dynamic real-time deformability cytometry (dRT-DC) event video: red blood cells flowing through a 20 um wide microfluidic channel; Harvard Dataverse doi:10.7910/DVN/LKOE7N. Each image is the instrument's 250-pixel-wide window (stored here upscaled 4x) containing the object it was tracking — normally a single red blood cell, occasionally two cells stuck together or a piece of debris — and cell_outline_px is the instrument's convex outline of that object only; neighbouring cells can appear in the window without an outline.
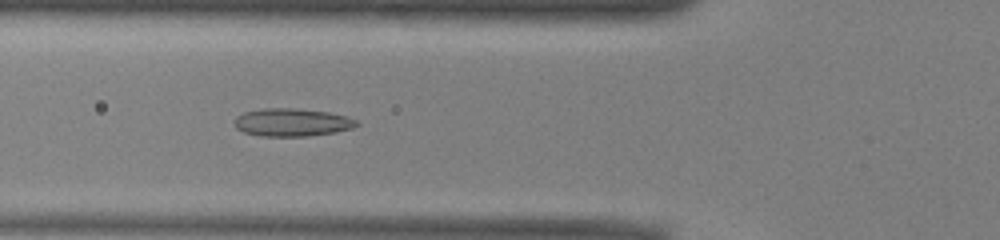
{"species": "common noctule bat (a hibernating species)", "species_latin": "Nyctalus noctula", "temperature_condition": "warm", "stored_images_in_passage": 51, "camera_frame_rate_fps": 3000, "um_per_image_px": 0.085, "animal": {"sex": "male", "body_mass_g": 13.0, "forearm_length_mm": 53.1}, "frame": {"image": 1, "passage_image": 18, "time_ms": 5.667, "image_size_px": [1000, 240], "cell_outline_px": [[360, 124], [352, 128], [336, 132], [308, 136], [260, 136], [244, 132], [236, 128], [236, 116], [244, 112], [264, 108], [296, 108], [328, 112], [348, 116], [356, 120]], "centroid_in_image_um": [24.85, 10.4], "position_along_channel_um": 101.0, "area_um2": 19.88}}
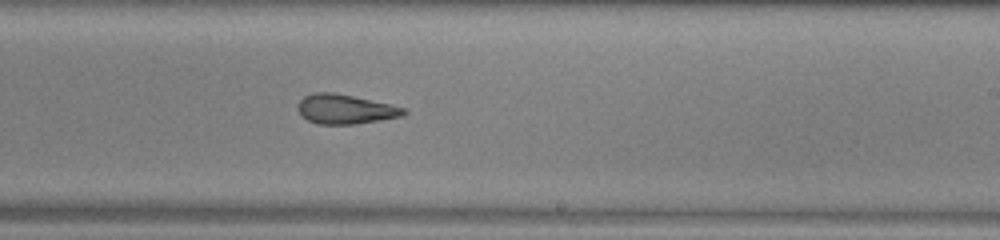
{"frame": {"image": 2, "passage_image": 30, "time_ms": 9.667, "image_size_px": [1000, 240], "cell_outline_px": [[408, 112], [400, 116], [380, 120], [352, 124], [316, 124], [300, 116], [296, 108], [300, 100], [304, 96], [312, 92], [332, 92], [352, 96], [388, 104], [404, 108]], "centroid_in_image_um": [29.26, 9.28], "position_along_channel_um": 259.7, "area_um2": 18.09}}
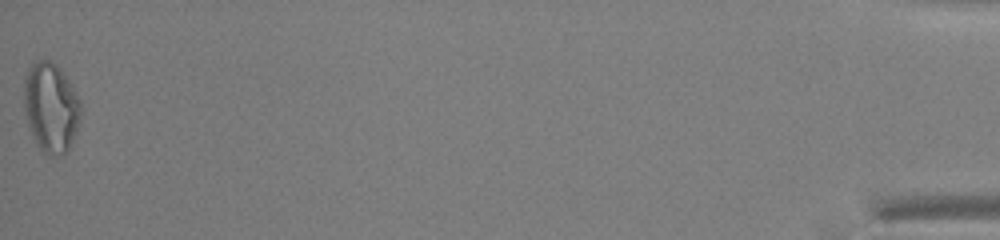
{"frame": {"image": 3, "passage_image": 51, "time_ms": 16.667, "image_size_px": [1000, 240], "cell_outline_px": [[80, 120], [68, 148], [60, 156], [48, 156], [40, 148], [28, 124], [24, 112], [24, 80], [28, 68], [32, 60], [48, 60], [56, 64], [60, 68], [68, 80], [80, 100]], "centroid_in_image_um": [4.3, 9.09], "position_along_channel_um": 430.9, "area_um2": 29.42}, "authors_computed_cell_mechanics": {"area_um2": 20.4034, "velocity_mm_per_s": 3.9686, "shape_relaxation_time_tau1_ms": null, "shape_relaxation_time_tau2_ms": 2.6028, "deformation_change_tau1": null, "deformation_change_tau2": 0.1153}}